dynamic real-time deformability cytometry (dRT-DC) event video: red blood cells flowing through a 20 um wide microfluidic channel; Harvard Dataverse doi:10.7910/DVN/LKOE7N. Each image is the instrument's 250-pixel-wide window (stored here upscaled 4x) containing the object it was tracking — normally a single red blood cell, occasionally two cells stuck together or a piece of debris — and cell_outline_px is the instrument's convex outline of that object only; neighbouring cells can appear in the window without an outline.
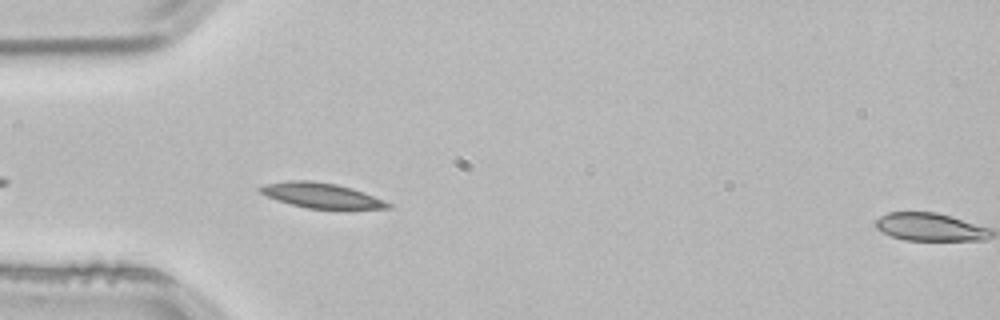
{"species": "common noctule bat (a hibernating species)", "species_latin": "Nyctalus noctula", "temperature_condition": "room temperature", "stored_images_in_passage": 5, "camera_frame_rate_fps": 3000, "um_per_image_px": 0.085, "animal": {"sex": "male", "body_mass_g": 21.5, "forearm_length_mm": 52.0}, "frame": {"image": 1, "passage_image": 4, "time_ms": 1.0, "image_size_px": [1000, 320], "cell_outline_px": [[392, 208], [308, 208], [292, 204], [268, 196], [260, 192], [256, 188], [264, 184], [288, 180], [308, 180], [336, 184], [352, 188], [384, 200], [392, 204]], "centroid_in_image_um": [27.29, 16.59], "position_along_channel_um": 57.7, "area_um2": 18.26}}